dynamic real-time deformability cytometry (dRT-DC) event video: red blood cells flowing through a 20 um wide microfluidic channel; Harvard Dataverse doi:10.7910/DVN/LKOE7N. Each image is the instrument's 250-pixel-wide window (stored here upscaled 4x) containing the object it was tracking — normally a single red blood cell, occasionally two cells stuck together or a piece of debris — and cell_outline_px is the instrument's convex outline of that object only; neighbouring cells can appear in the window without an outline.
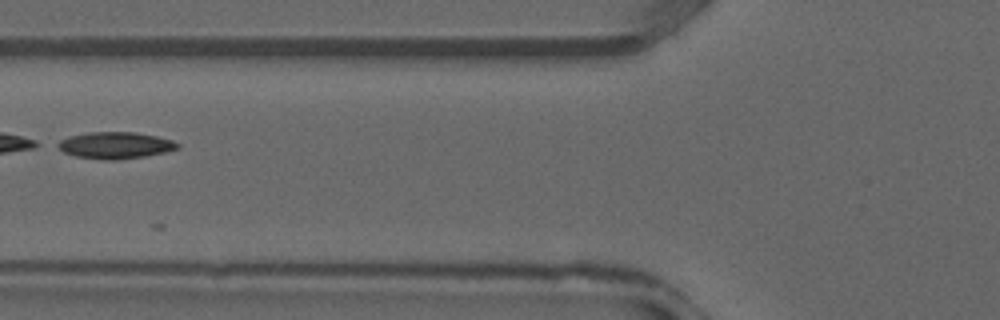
{"species": "common noctule bat (a hibernating species)", "species_latin": "Nyctalus noctula", "temperature_condition": "warm", "stored_images_in_passage": 12, "camera_frame_rate_fps": 3000, "um_per_image_px": 0.085, "animal": {"sex": "male", "forearm_length_mm": 52.5}, "frame": {"image": 1, "passage_image": 5, "time_ms": 1.333, "image_size_px": [1000, 320], "cell_outline_px": [[180, 148], [164, 152], [144, 156], [116, 160], [104, 160], [76, 156], [64, 152], [52, 144], [68, 136], [88, 132], [136, 132], [156, 136], [172, 140], [180, 144]], "centroid_in_image_um": [9.76, 12.34], "position_along_channel_um": 116.0, "area_um2": 18.73}}